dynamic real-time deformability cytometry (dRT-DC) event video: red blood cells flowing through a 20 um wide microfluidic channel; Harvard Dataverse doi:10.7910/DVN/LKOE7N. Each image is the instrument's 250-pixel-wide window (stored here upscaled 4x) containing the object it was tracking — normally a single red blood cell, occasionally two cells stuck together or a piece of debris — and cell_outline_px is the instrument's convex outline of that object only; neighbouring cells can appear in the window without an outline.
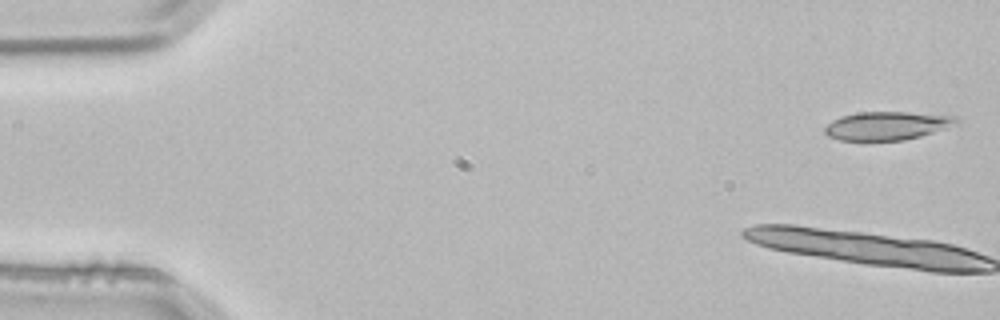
{"species": "common noctule bat (a hibernating species)", "species_latin": "Nyctalus noctula", "temperature_condition": "room temperature", "stored_images_in_passage": 4, "camera_frame_rate_fps": 3000, "um_per_image_px": 0.085, "animal": {"sex": "male", "body_mass_g": 21.5, "forearm_length_mm": 52.0}, "frame": {"image": 1, "passage_image": 1, "time_ms": 0.0, "image_size_px": [1000, 320], "cell_outline_px": [[960, 124], [920, 136], [904, 140], [840, 140], [828, 136], [824, 132], [824, 128], [832, 120], [844, 116], [860, 112], [908, 112], [956, 116], [960, 120]], "centroid_in_image_um": [75.45, 10.68], "position_along_channel_um": 9.6, "area_um2": 21.73}}
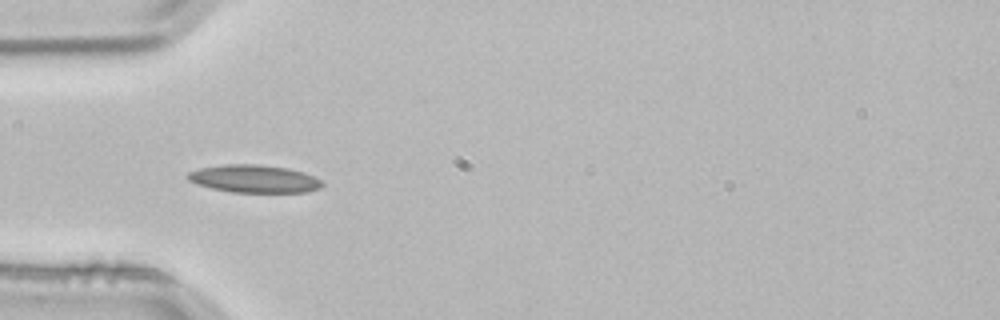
{"frame": {"image": 2, "passage_image": 4, "time_ms": 1.0, "image_size_px": [1000, 320], "cell_outline_px": [[324, 184], [320, 188], [308, 192], [232, 192], [212, 188], [196, 184], [188, 180], [184, 176], [188, 172], [200, 168], [224, 164], [260, 164], [288, 168], [304, 172], [320, 180]], "centroid_in_image_um": [21.58, 15.19], "position_along_channel_um": 63.4, "area_um2": 21.85}}